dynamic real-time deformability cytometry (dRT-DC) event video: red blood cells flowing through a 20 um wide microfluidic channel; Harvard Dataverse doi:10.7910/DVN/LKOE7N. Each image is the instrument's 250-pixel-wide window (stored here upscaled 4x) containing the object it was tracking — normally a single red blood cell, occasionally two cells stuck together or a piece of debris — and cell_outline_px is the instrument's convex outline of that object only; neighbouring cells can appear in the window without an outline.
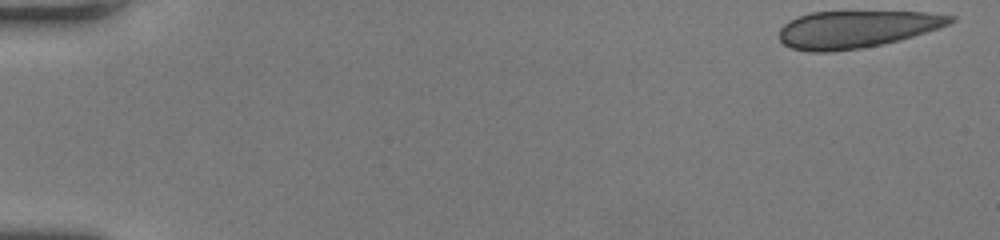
{"species": "human", "species_latin": "Homo sapiens", "temperature_condition": "room temperature", "stored_images_in_passage": 47, "camera_frame_rate_fps": 3000, "um_per_image_px": 0.085, "donor": {"sex": "female"}, "frame": {"image": 1, "passage_image": 1, "time_ms": 0.0, "image_size_px": [1000, 240], "cell_outline_px": [[956, 20], [940, 28], [900, 40], [884, 44], [860, 48], [828, 52], [808, 52], [792, 48], [784, 44], [780, 40], [780, 28], [784, 24], [796, 16], [812, 12], [924, 12], [956, 16]], "centroid_in_image_um": [72.8, 2.48], "position_along_channel_um": 12.2, "area_um2": 37.11}}
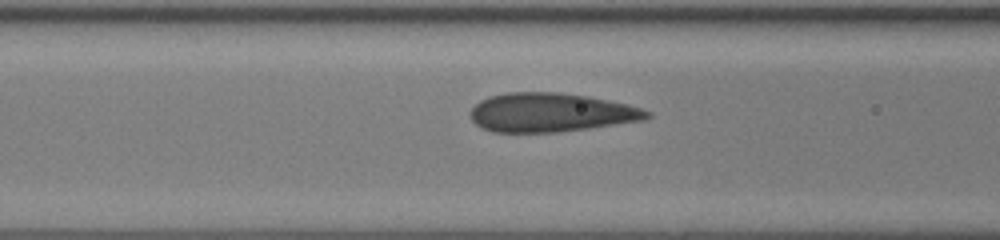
{"frame": {"image": 2, "passage_image": 19, "time_ms": 6.0, "image_size_px": [1000, 240], "cell_outline_px": [[652, 116], [644, 120], [560, 132], [492, 132], [480, 128], [468, 116], [468, 112], [480, 100], [488, 96], [508, 92], [556, 92], [588, 96], [628, 104], [652, 112]], "centroid_in_image_um": [46.78, 9.56], "position_along_channel_um": 119.8, "area_um2": 40.29}}
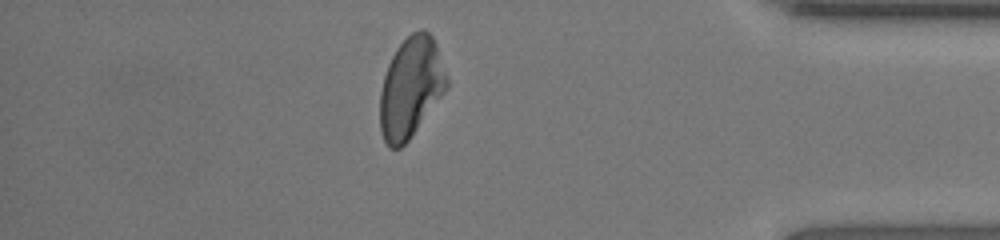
{"frame": {"image": 3, "passage_image": 41, "time_ms": 13.333, "image_size_px": [1000, 240], "cell_outline_px": [[448, 84], [444, 92], [408, 140], [400, 148], [388, 148], [380, 132], [380, 92], [384, 76], [388, 64], [396, 48], [412, 32], [424, 28], [432, 36], [436, 44], [448, 80]], "centroid_in_image_um": [34.89, 7.43], "position_along_channel_um": 400.3, "area_um2": 38.67}, "authors_computed_cell_mechanics": {"area_um2": 39.7086, "velocity_mm_per_s": 4.2332, "shape_relaxation_time_tau1_ms": null, "shape_relaxation_time_tau2_ms": 0.7135, "deformation_change_tau1": null, "deformation_change_tau2": 0.0657}}